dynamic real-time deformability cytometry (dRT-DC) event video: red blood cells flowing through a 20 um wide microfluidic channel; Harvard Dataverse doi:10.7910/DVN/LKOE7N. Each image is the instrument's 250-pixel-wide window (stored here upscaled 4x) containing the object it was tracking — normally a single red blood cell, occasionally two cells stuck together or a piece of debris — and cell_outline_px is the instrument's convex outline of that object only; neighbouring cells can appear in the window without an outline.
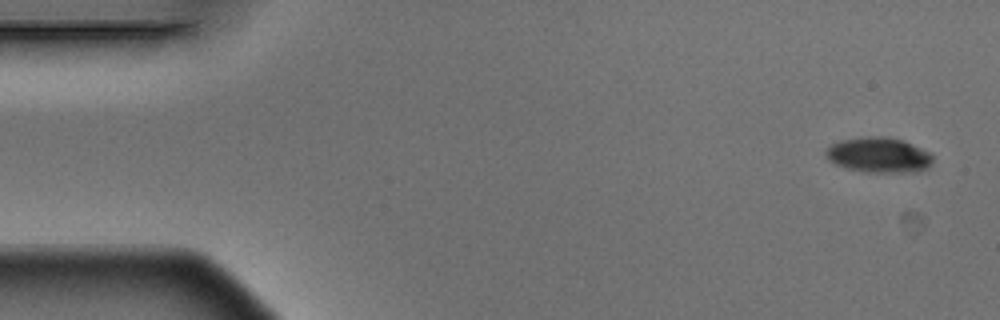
{"species": "Egyptian fruit bat (a non-hibernating species)", "species_latin": "Rousettus aegyptiacus", "temperature_condition": "warm", "stored_images_in_passage": 4, "camera_frame_rate_fps": 3000, "um_per_image_px": 0.085, "animal": {"sex": "male"}, "frame": {"image": 1, "passage_image": 1, "time_ms": 0.0, "image_size_px": [1000, 320], "cell_outline_px": [[932, 164], [928, 168], [920, 172], [868, 172], [848, 168], [836, 164], [828, 160], [824, 152], [832, 144], [840, 140], [860, 136], [888, 136], [904, 140], [928, 152], [932, 156]], "centroid_in_image_um": [74.7, 13.16], "position_along_channel_um": 10.3, "area_um2": 22.14}}
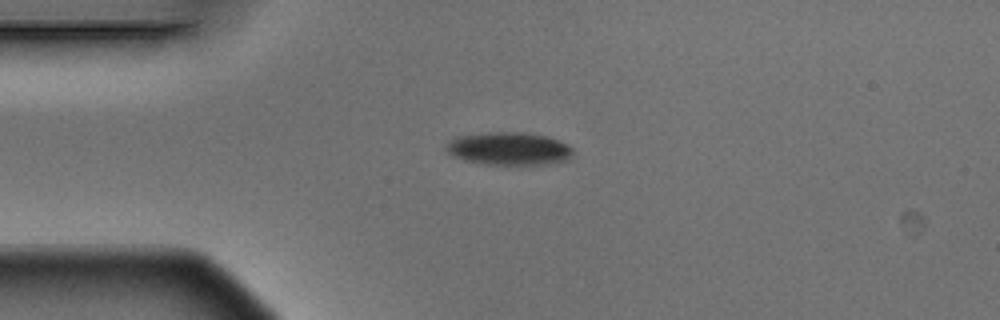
{"frame": {"image": 2, "passage_image": 4, "time_ms": 1.0, "image_size_px": [1000, 320], "cell_outline_px": [[572, 156], [568, 160], [548, 164], [484, 164], [464, 160], [452, 156], [444, 148], [452, 140], [460, 136], [488, 132], [524, 132], [548, 136], [560, 140], [568, 144], [572, 148]], "centroid_in_image_um": [43.3, 12.63], "position_along_channel_um": 41.7, "area_um2": 24.33}}